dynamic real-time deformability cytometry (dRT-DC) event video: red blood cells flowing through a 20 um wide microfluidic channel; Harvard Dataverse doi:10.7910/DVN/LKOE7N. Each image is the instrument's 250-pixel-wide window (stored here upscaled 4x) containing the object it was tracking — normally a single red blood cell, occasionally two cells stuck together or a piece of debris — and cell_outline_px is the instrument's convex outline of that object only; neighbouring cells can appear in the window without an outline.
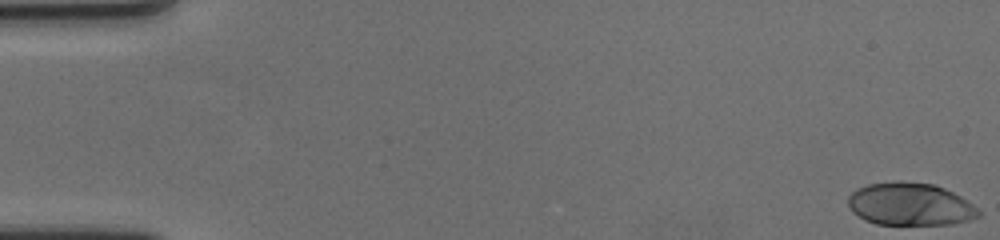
{"species": "human", "species_latin": "Homo sapiens", "temperature_condition": "cold", "stored_images_in_passage": 60, "camera_frame_rate_fps": 3000, "um_per_image_px": 0.085, "donor": {"sex": "female"}, "frame": {"image": 1, "passage_image": 1, "time_ms": 0.0, "image_size_px": [1000, 240], "cell_outline_px": [[980, 216], [968, 220], [952, 224], [876, 224], [864, 220], [852, 212], [848, 208], [848, 196], [856, 188], [868, 184], [932, 184], [944, 188], [960, 196], [972, 204], [980, 212]], "centroid_in_image_um": [77.34, 17.4], "position_along_channel_um": 7.7, "area_um2": 31.62}}
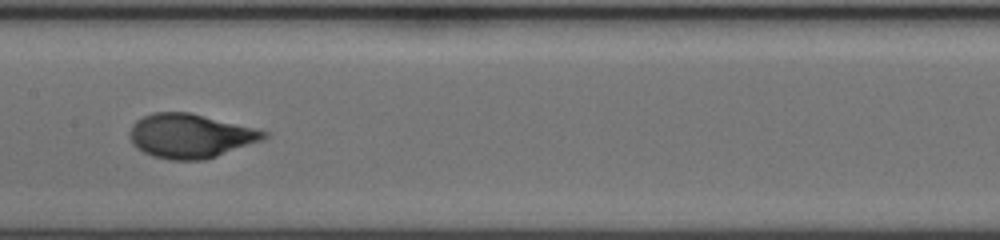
{"frame": {"image": 2, "passage_image": 31, "time_ms": 10.0, "image_size_px": [1000, 240], "cell_outline_px": [[268, 136], [260, 140], [216, 156], [204, 160], [172, 160], [152, 156], [136, 148], [132, 144], [128, 132], [132, 124], [136, 120], [152, 112], [188, 112], [268, 132]], "centroid_in_image_um": [16.08, 11.55], "position_along_channel_um": 191.3, "area_um2": 34.04}}
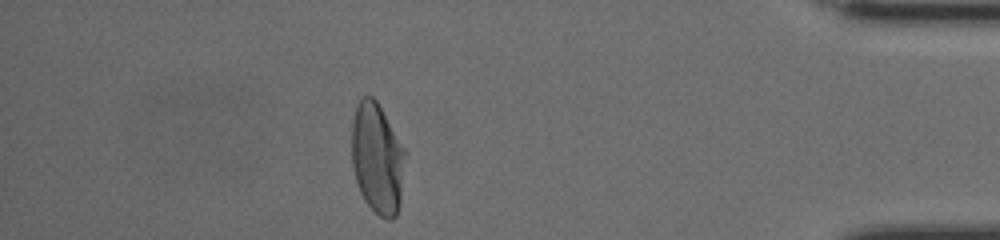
{"frame": {"image": 3, "passage_image": 53, "time_ms": 17.333, "image_size_px": [1000, 240], "cell_outline_px": [[404, 152], [400, 204], [396, 216], [392, 220], [388, 220], [380, 216], [364, 200], [360, 192], [356, 180], [352, 164], [352, 120], [356, 104], [364, 96], [372, 96], [376, 100], [404, 148]], "centroid_in_image_um": [32.04, 13.46], "position_along_channel_um": 403.2, "area_um2": 34.04}, "authors_computed_cell_mechanics": {"area_um2": 33.4373, "velocity_mm_per_s": 3.4816, "shape_relaxation_time_tau1_ms": 3.4413, "shape_relaxation_time_tau2_ms": null, "deformation_change_tau1": 0.214, "deformation_change_tau2": null}}